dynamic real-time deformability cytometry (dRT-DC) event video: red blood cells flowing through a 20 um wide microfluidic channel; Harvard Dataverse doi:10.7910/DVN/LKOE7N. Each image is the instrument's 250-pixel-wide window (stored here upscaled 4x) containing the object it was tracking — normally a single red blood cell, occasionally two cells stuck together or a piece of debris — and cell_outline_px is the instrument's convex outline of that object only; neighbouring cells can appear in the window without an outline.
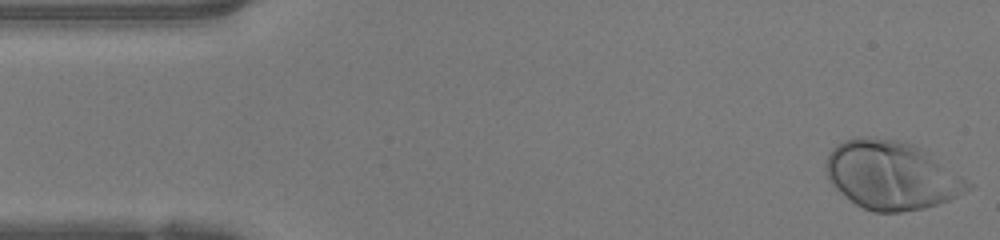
{"species": "human", "species_latin": "Homo sapiens", "temperature_condition": "warm", "stored_images_in_passage": 47, "camera_frame_rate_fps": 3000, "um_per_image_px": 0.085, "donor": {"sex": "female"}, "frame": {"image": 1, "passage_image": 1, "time_ms": 0.0, "image_size_px": [1000, 240], "cell_outline_px": [[972, 188], [948, 200], [924, 208], [900, 212], [872, 212], [856, 204], [840, 192], [828, 180], [824, 168], [824, 164], [832, 148], [836, 144], [844, 140], [860, 136], [864, 136], [896, 140], [912, 144], [972, 184]], "centroid_in_image_um": [75.68, 14.9], "position_along_channel_um": 9.3, "area_um2": 55.66}}
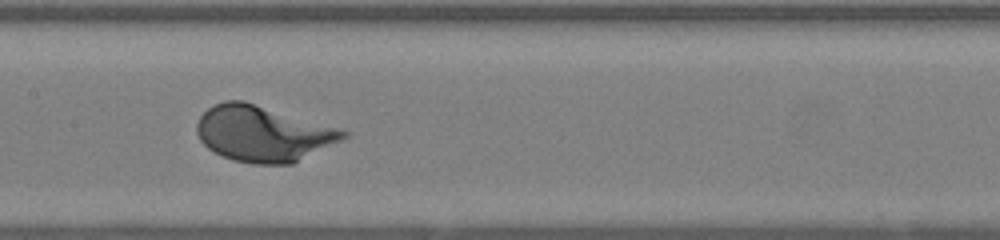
{"frame": {"image": 2, "passage_image": 22, "time_ms": 7.0, "image_size_px": [1000, 240], "cell_outline_px": [[348, 136], [292, 164], [256, 164], [232, 160], [208, 148], [200, 140], [196, 132], [196, 124], [200, 116], [208, 108], [224, 100], [244, 100], [348, 132]], "centroid_in_image_um": [22.28, 11.36], "position_along_channel_um": 185.1, "area_um2": 46.82}}
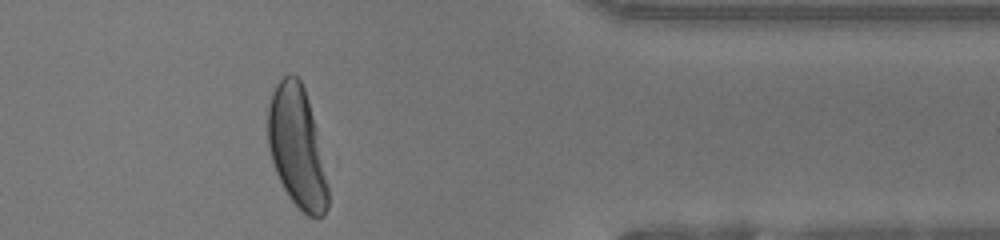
{"frame": {"image": 3, "passage_image": 38, "time_ms": 12.333, "image_size_px": [1000, 240], "cell_outline_px": [[328, 208], [324, 216], [308, 216], [292, 200], [284, 188], [276, 172], [272, 160], [268, 144], [268, 104], [272, 92], [276, 84], [284, 76], [296, 76], [300, 80], [304, 88], [308, 100], [312, 116], [328, 188]], "centroid_in_image_um": [25.22, 12.51], "position_along_channel_um": 386.2, "area_um2": 41.27}}